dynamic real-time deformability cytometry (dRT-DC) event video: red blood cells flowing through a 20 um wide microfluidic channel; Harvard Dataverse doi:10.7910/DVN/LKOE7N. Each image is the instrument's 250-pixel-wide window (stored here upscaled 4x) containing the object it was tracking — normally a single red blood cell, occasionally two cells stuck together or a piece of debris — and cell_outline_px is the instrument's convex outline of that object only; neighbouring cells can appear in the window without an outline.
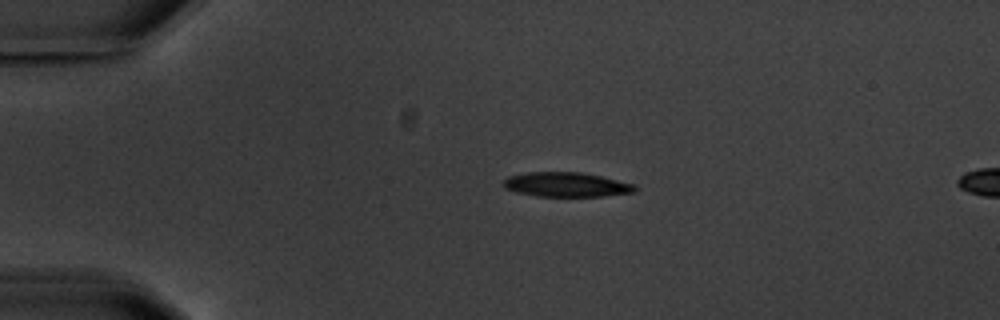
{"species": "common noctule bat (a hibernating species)", "species_latin": "Nyctalus noctula", "temperature_condition": "warm", "stored_images_in_passage": 4, "camera_frame_rate_fps": 3000, "um_per_image_px": 0.085, "animal": {"sex": "male", "body_mass_g": 20.1, "forearm_length_mm": 53.5}, "frame": {"image": 1, "passage_image": 2, "time_ms": 2.333, "image_size_px": [1000, 320], "cell_outline_px": [[636, 188], [632, 192], [604, 196], [536, 196], [516, 192], [504, 188], [504, 180], [508, 176], [528, 172], [580, 172], [600, 176], [632, 184]], "centroid_in_image_um": [48.07, 15.69], "position_along_channel_um": 36.9, "area_um2": 18.5}}